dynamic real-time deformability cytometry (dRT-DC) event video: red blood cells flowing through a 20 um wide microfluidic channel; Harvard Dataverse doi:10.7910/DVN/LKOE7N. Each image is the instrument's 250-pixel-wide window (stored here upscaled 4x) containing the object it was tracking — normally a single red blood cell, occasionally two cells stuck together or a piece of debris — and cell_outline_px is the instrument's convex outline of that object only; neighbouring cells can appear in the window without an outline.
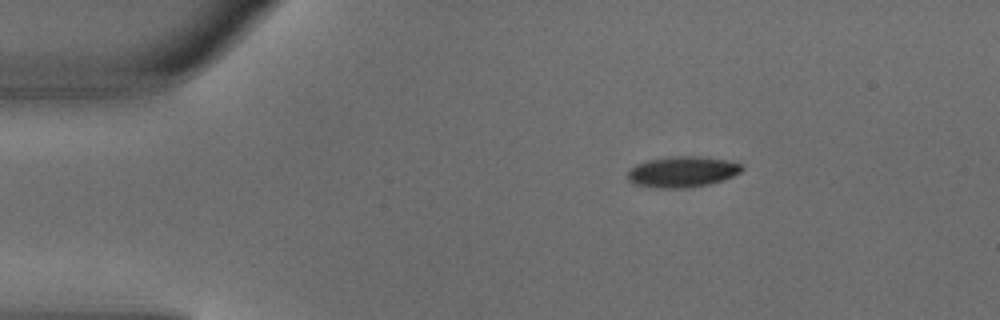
{"species": "common noctule bat (a hibernating species)", "species_latin": "Nyctalus noctula", "temperature_condition": "warm", "stored_images_in_passage": 3, "camera_frame_rate_fps": 3000, "um_per_image_px": 0.085, "animal": {"sex": "male", "body_mass_g": 18.8}, "frame": {"image": 1, "passage_image": 1, "time_ms": 0.0, "image_size_px": [1000, 320], "cell_outline_px": [[744, 168], [740, 172], [724, 180], [712, 184], [692, 188], [656, 188], [636, 184], [628, 180], [628, 168], [636, 164], [648, 160], [672, 156], [696, 156], [724, 160], [740, 164]], "centroid_in_image_um": [57.98, 14.62], "position_along_channel_um": 27.0, "area_um2": 20.63}}
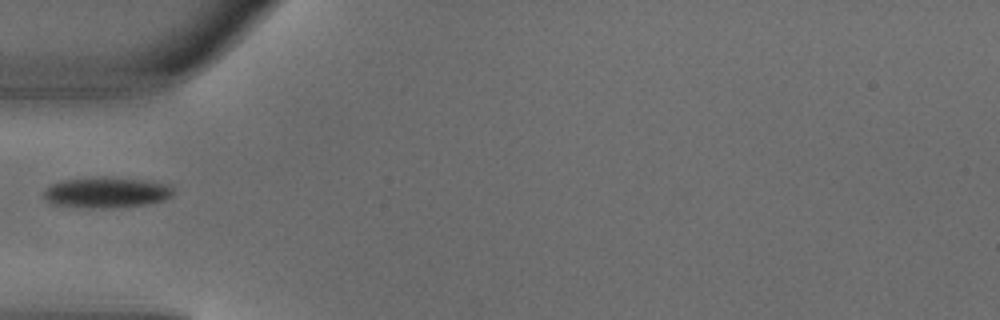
{"frame": {"image": 2, "passage_image": 3, "time_ms": 0.667, "image_size_px": [1000, 320], "cell_outline_px": [[172, 196], [164, 200], [144, 204], [104, 208], [96, 208], [52, 204], [44, 200], [44, 192], [52, 184], [64, 180], [104, 176], [108, 176], [148, 180], [172, 184]], "centroid_in_image_um": [9.08, 16.33], "position_along_channel_um": 75.9, "area_um2": 23.18}}